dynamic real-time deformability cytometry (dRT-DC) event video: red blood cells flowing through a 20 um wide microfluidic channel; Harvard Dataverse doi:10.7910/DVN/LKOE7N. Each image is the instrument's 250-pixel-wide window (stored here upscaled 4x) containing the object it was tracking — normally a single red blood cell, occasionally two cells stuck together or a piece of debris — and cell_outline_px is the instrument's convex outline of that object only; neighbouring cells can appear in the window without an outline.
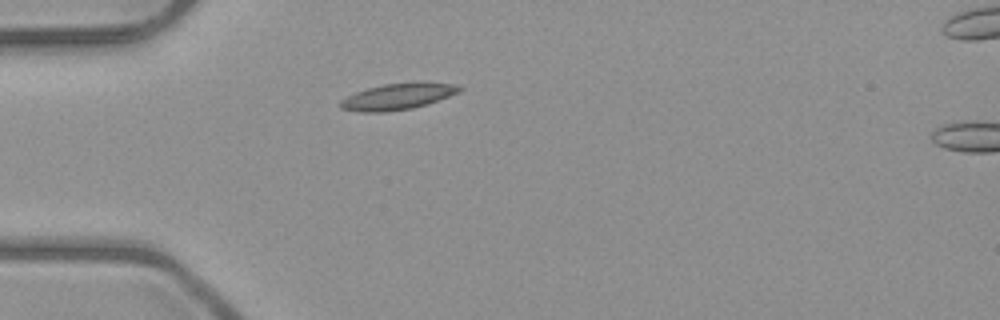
{"species": "common noctule bat (a hibernating species)", "species_latin": "Nyctalus noctula", "temperature_condition": "room temperature", "stored_images_in_passage": 2, "camera_frame_rate_fps": 3000, "um_per_image_px": 0.085, "animal": {"sex": "male", "body_mass_g": 23.1, "forearm_length_mm": 52.7}, "frame": {"image": 1, "passage_image": 1, "time_ms": 0.0, "image_size_px": [1000, 320], "cell_outline_px": [[464, 88], [460, 92], [428, 104], [412, 108], [384, 112], [360, 112], [340, 108], [340, 100], [356, 92], [368, 88], [384, 84], [420, 80], [424, 80], [460, 84]], "centroid_in_image_um": [33.92, 8.16], "position_along_channel_um": 51.1, "area_um2": 18.79}}